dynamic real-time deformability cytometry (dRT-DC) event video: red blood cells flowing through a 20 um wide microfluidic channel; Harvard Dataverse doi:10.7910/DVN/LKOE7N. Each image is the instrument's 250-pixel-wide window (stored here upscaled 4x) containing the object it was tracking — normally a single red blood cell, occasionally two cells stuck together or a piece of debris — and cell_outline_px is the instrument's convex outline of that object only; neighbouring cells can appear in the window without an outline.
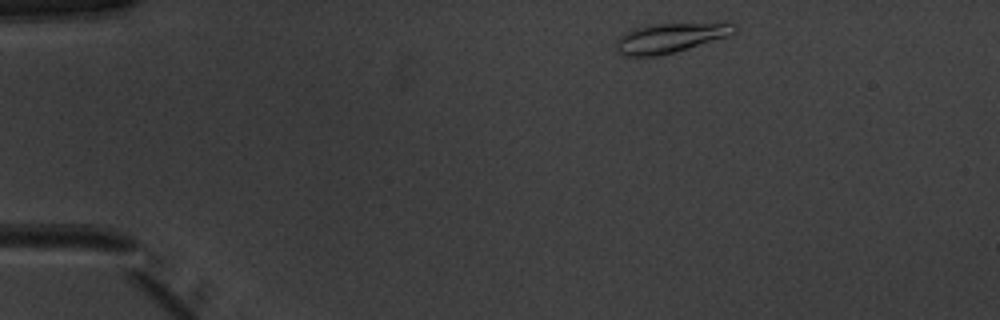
{"species": "common noctule bat (a hibernating species)", "species_latin": "Nyctalus noctula", "temperature_condition": "warm", "stored_images_in_passage": 43, "camera_frame_rate_fps": 3000, "um_per_image_px": 0.085, "animal": {"sex": "male", "body_mass_g": 20.1, "forearm_length_mm": 53.5}, "frame": {"image": 1, "passage_image": 1, "time_ms": 0.0, "image_size_px": [1000, 320], "cell_outline_px": [[736, 32], [728, 36], [676, 52], [660, 56], [624, 56], [616, 52], [616, 40], [624, 32], [632, 28], [652, 24], [728, 20], [736, 24]], "centroid_in_image_um": [57.05, 3.17], "position_along_channel_um": 28.0, "area_um2": 21.5}}
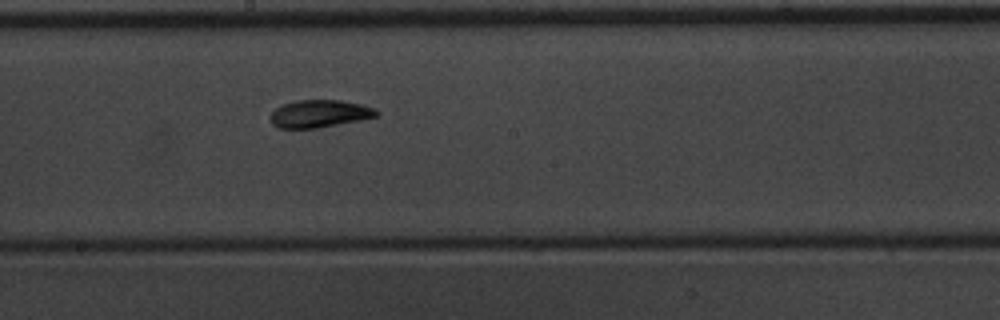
{"frame": {"image": 2, "passage_image": 21, "time_ms": 6.667, "image_size_px": [1000, 320], "cell_outline_px": [[380, 112], [376, 116], [360, 120], [316, 128], [280, 128], [272, 124], [272, 112], [280, 104], [296, 100], [340, 100], [364, 104], [376, 108]], "centroid_in_image_um": [27.19, 9.65], "position_along_channel_um": 221.0, "area_um2": 17.05}}
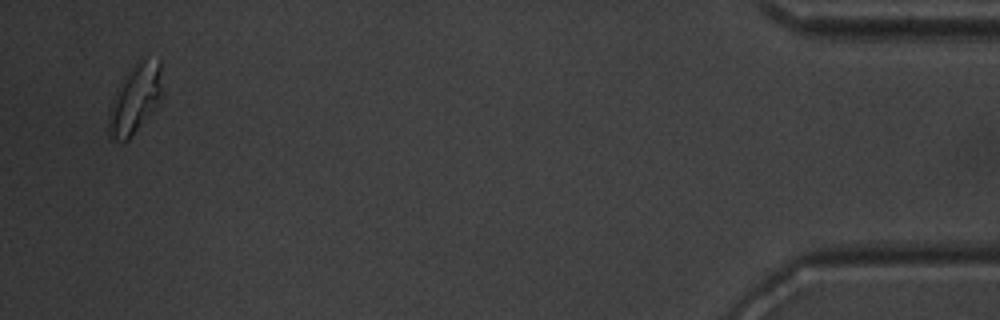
{"frame": {"image": 3, "passage_image": 42, "time_ms": 13.667, "image_size_px": [1000, 320], "cell_outline_px": [[160, 104], [128, 140], [116, 140], [108, 136], [108, 112], [116, 88], [124, 76], [136, 60], [160, 60]], "centroid_in_image_um": [11.44, 8.44], "position_along_channel_um": 423.8, "area_um2": 21.5}, "authors_computed_cell_mechanics": {"area_um2": 17.2822, "velocity_mm_per_s": 3.9667, "shape_relaxation_time_tau1_ms": 3.0312, "shape_relaxation_time_tau2_ms": 1.4731, "deformation_change_tau1": 0.1204, "deformation_change_tau2": 0.063}}